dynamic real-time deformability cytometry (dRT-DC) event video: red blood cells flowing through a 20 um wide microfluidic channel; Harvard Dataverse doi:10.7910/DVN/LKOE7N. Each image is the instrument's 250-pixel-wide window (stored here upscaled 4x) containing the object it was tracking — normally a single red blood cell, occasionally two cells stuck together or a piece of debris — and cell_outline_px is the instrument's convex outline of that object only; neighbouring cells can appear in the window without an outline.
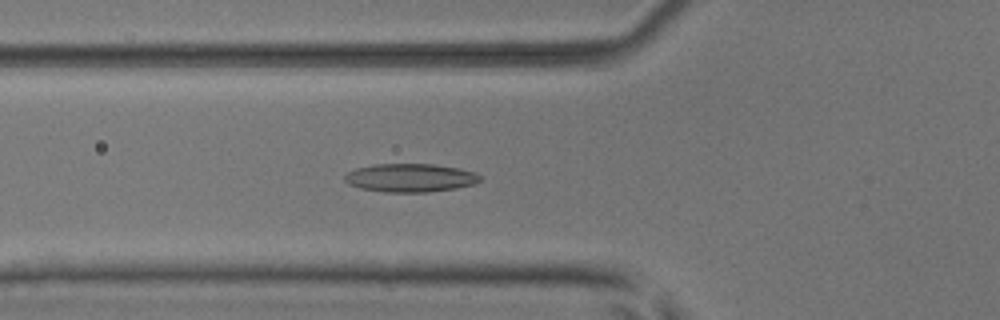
{"species": "common noctule bat (a hibernating species)", "species_latin": "Nyctalus noctula", "temperature_condition": "room temperature", "stored_images_in_passage": 51, "camera_frame_rate_fps": 3000, "um_per_image_px": 0.085, "animal": {"sex": "male", "body_mass_g": 17.9, "forearm_length_mm": 54.2}, "frame": {"image": 1, "passage_image": 18, "time_ms": 5.667, "image_size_px": [1000, 320], "cell_outline_px": [[484, 180], [472, 184], [456, 188], [428, 192], [384, 192], [360, 188], [348, 184], [344, 180], [344, 176], [348, 172], [356, 168], [376, 164], [436, 164], [460, 168], [476, 172]], "centroid_in_image_um": [34.89, 15.11], "position_along_channel_um": 90.9, "area_um2": 22.54}}
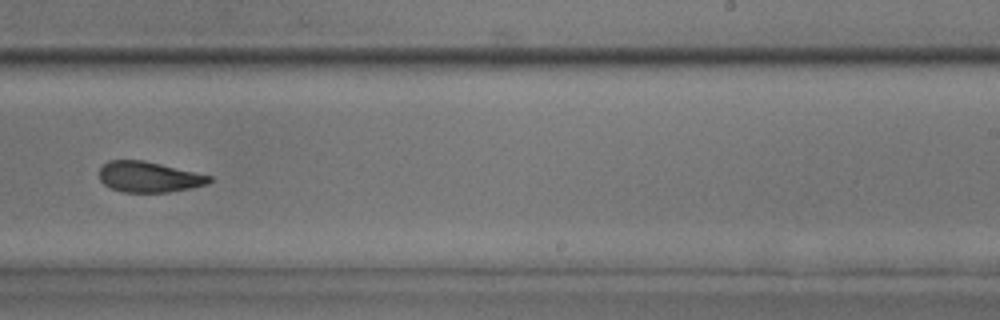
{"frame": {"image": 2, "passage_image": 32, "time_ms": 10.333, "image_size_px": [1000, 320], "cell_outline_px": [[212, 180], [208, 184], [168, 192], [120, 192], [104, 184], [100, 180], [100, 168], [108, 160], [144, 160], [212, 176]], "centroid_in_image_um": [12.64, 15.03], "position_along_channel_um": 276.4, "area_um2": 19.54}}
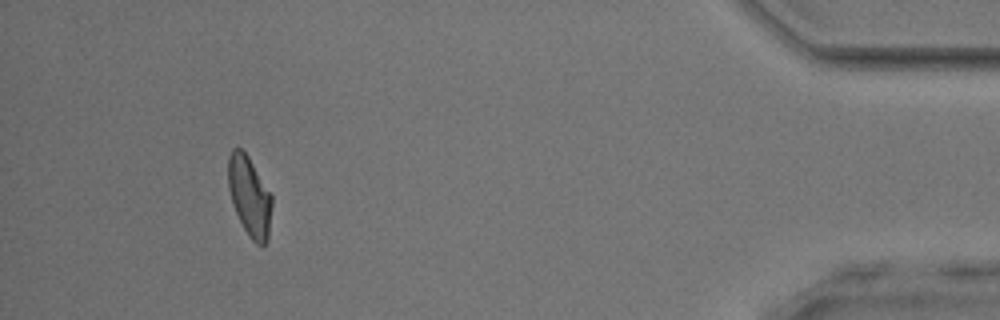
{"frame": {"image": 3, "passage_image": 47, "time_ms": 15.333, "image_size_px": [1000, 320], "cell_outline_px": [[272, 204], [268, 240], [264, 244], [256, 244], [248, 236], [236, 212], [228, 188], [228, 156], [232, 148], [240, 148], [248, 156], [272, 196]], "centroid_in_image_um": [21.21, 16.68], "position_along_channel_um": 414.0, "area_um2": 20.11}, "authors_computed_cell_mechanics": {"area_um2": 20.7502, "velocity_mm_per_s": 3.9775, "shape_relaxation_time_tau1_ms": 10.2853, "shape_relaxation_time_tau2_ms": 3.4752, "deformation_change_tau1": 0.2163, "deformation_change_tau2": 0.1221}}